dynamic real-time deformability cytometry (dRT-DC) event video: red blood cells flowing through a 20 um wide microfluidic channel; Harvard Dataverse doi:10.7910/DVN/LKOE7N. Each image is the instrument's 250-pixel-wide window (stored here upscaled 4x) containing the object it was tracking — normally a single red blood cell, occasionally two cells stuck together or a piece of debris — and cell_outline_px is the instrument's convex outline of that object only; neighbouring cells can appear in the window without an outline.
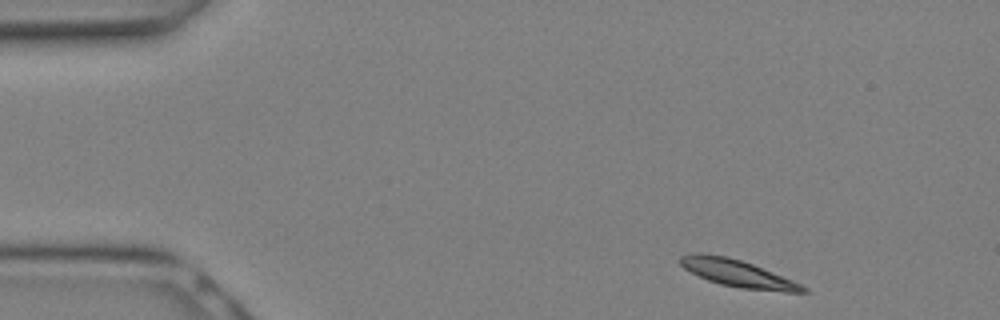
{"species": "Egyptian fruit bat (a non-hibernating species)", "species_latin": "Rousettus aegyptiacus", "temperature_condition": "warm", "stored_images_in_passage": 6, "camera_frame_rate_fps": 3000, "um_per_image_px": 0.085, "animal": {"sex": "female"}, "frame": {"image": 1, "passage_image": 1, "time_ms": 0.0, "image_size_px": [1000, 320], "cell_outline_px": [[808, 292], [784, 292], [740, 288], [720, 284], [708, 280], [684, 268], [680, 264], [680, 256], [692, 252], [700, 252], [728, 256], [752, 264], [792, 280], [808, 288]], "centroid_in_image_um": [62.67, 23.22], "position_along_channel_um": 22.3, "area_um2": 19.31}}